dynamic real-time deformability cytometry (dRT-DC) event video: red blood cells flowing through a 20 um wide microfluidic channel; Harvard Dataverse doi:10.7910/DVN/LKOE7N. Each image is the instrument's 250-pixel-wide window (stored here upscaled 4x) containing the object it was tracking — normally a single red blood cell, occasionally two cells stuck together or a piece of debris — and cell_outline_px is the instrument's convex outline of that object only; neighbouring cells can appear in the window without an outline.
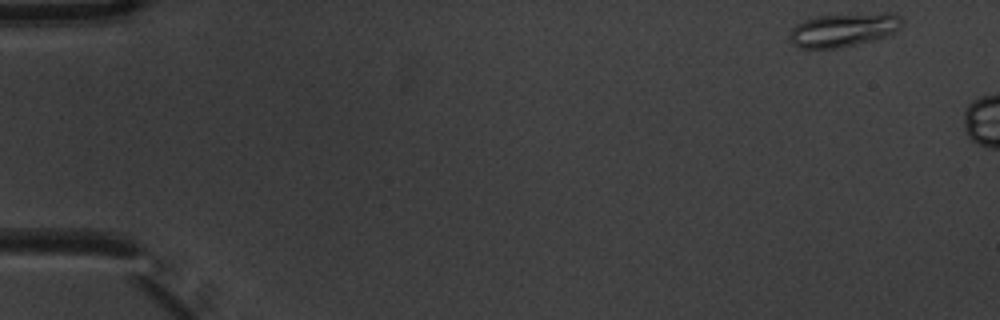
{"species": "common noctule bat (a hibernating species)", "species_latin": "Nyctalus noctula", "temperature_condition": "warm", "stored_images_in_passage": 3, "camera_frame_rate_fps": 3000, "um_per_image_px": 0.085, "animal": {"sex": "male", "body_mass_g": 20.1, "forearm_length_mm": 53.5}, "frame": {"image": 1, "passage_image": 1, "time_ms": 0.0, "image_size_px": [1000, 320], "cell_outline_px": [[904, 24], [900, 28], [884, 36], [872, 40], [836, 48], [800, 48], [792, 44], [788, 40], [792, 28], [796, 24], [804, 20], [816, 16], [888, 12], [896, 12], [904, 20]], "centroid_in_image_um": [71.71, 2.51], "position_along_channel_um": 13.3, "area_um2": 22.08}}